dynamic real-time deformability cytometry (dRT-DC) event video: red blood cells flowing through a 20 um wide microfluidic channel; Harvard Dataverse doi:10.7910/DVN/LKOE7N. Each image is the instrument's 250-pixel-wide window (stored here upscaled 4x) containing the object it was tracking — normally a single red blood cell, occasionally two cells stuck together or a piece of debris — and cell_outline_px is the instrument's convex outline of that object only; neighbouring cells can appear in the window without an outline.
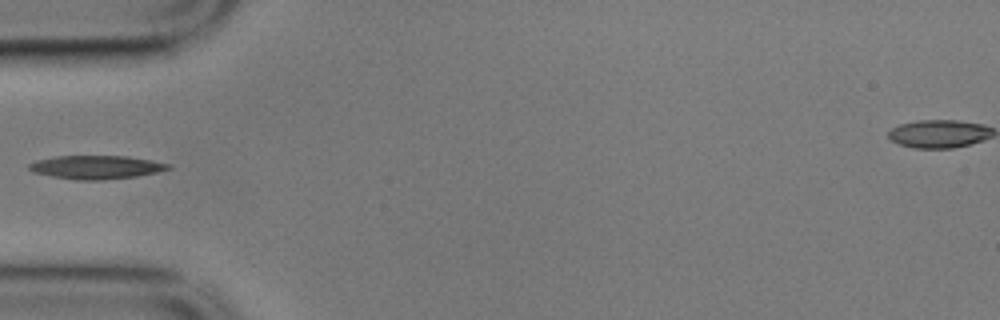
{"species": "common noctule bat (a hibernating species)", "species_latin": "Nyctalus noctula", "temperature_condition": "cold", "stored_images_in_passage": 39, "camera_frame_rate_fps": 3000, "um_per_image_px": 0.085, "animal": {"sex": "male", "body_mass_g": 17.9}, "frame": {"image": 1, "passage_image": 1, "time_ms": 0.0, "image_size_px": [1000, 320], "cell_outline_px": [[172, 168], [156, 172], [136, 176], [104, 180], [76, 180], [52, 176], [32, 172], [28, 168], [28, 164], [36, 160], [56, 156], [128, 156], [168, 164]], "centroid_in_image_um": [8.12, 14.21], "position_along_channel_um": 76.9, "area_um2": 18.9}}
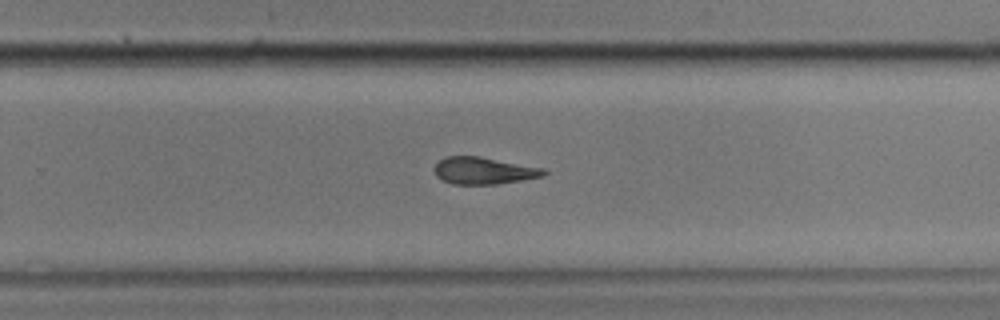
{"frame": {"image": 2, "passage_image": 19, "time_ms": 6.0, "image_size_px": [1000, 320], "cell_outline_px": [[548, 172], [544, 176], [496, 184], [452, 184], [440, 180], [436, 176], [432, 168], [444, 156], [480, 156], [544, 168]], "centroid_in_image_um": [41.08, 14.5], "position_along_channel_um": 288.7, "area_um2": 17.4}}
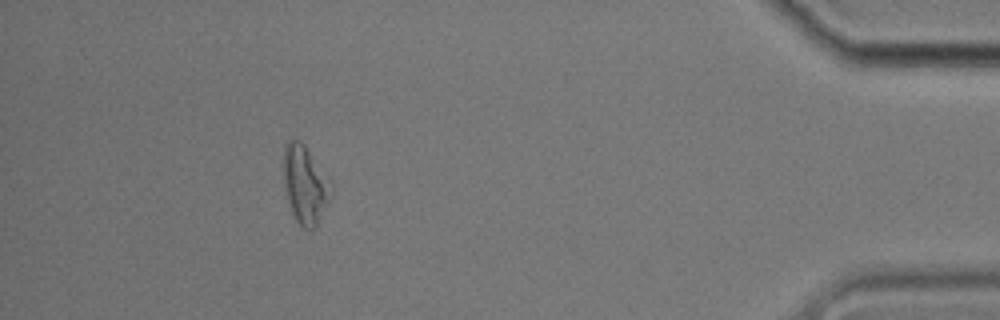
{"frame": {"image": 3, "passage_image": 34, "time_ms": 11.0, "image_size_px": [1000, 320], "cell_outline_px": [[332, 184], [328, 204], [316, 228], [304, 228], [296, 220], [292, 212], [288, 200], [284, 184], [284, 144], [288, 140], [300, 140], [304, 144], [332, 180]], "centroid_in_image_um": [25.96, 15.67], "position_along_channel_um": 409.2, "area_um2": 21.68}}